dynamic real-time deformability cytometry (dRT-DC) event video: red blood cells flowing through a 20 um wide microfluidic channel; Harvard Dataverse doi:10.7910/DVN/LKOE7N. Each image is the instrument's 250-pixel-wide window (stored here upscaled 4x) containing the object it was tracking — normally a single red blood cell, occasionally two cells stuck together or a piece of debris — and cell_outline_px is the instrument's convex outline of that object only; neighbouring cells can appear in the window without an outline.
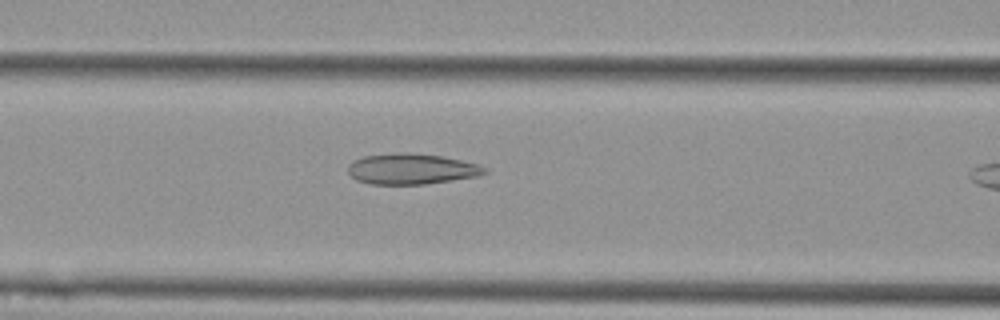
{"species": "Egyptian fruit bat (a non-hibernating species)", "species_latin": "Rousettus aegyptiacus", "temperature_condition": "cold", "stored_images_in_passage": 17, "camera_frame_rate_fps": 3000, "um_per_image_px": 0.085, "animal": {"sex": "female"}, "frame": {"image": 1, "passage_image": 12, "time_ms": 3.667, "image_size_px": [1000, 320], "cell_outline_px": [[488, 172], [480, 176], [424, 184], [372, 184], [356, 180], [348, 172], [348, 164], [352, 160], [364, 156], [396, 152], [404, 152], [440, 156], [460, 160], [476, 164], [488, 168]], "centroid_in_image_um": [34.96, 14.36], "position_along_channel_um": 131.6, "area_um2": 24.45}}
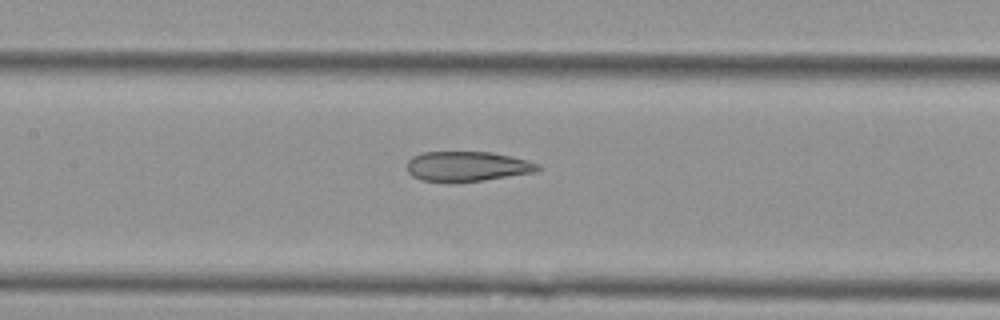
{"frame": {"image": 2, "passage_image": 15, "time_ms": 4.667, "image_size_px": [1000, 320], "cell_outline_px": [[544, 168], [536, 172], [484, 180], [448, 184], [420, 180], [412, 176], [408, 172], [408, 160], [412, 156], [424, 152], [492, 152], [528, 160], [540, 164]], "centroid_in_image_um": [39.72, 14.16], "position_along_channel_um": 167.7, "area_um2": 23.41}}